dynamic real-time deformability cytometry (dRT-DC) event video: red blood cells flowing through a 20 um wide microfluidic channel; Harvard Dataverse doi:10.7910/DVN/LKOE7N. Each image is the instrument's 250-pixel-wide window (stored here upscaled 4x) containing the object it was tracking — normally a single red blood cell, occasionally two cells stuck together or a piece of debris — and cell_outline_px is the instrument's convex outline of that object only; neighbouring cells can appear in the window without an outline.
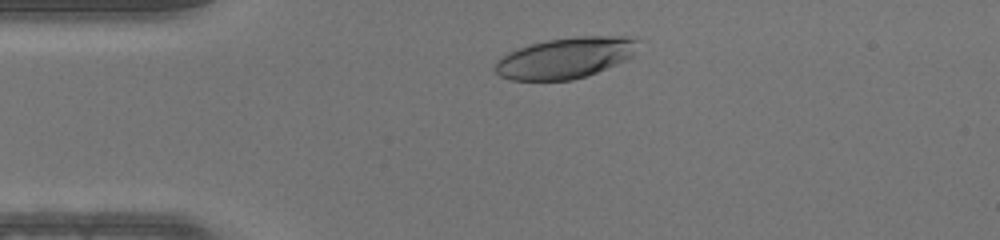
{"species": "human", "species_latin": "Homo sapiens", "temperature_condition": "warm", "stored_images_in_passage": 33, "camera_frame_rate_fps": 3000, "um_per_image_px": 0.085, "donor": {"sex": "male"}, "frame": {"image": 1, "passage_image": 4, "time_ms": 1.0, "image_size_px": [1000, 240], "cell_outline_px": [[640, 40], [632, 56], [628, 60], [596, 72], [572, 80], [512, 80], [500, 76], [492, 68], [496, 60], [508, 52], [532, 44], [548, 40], [580, 36], [628, 36]], "centroid_in_image_um": [48.06, 4.92], "position_along_channel_um": 36.9, "area_um2": 34.04}}
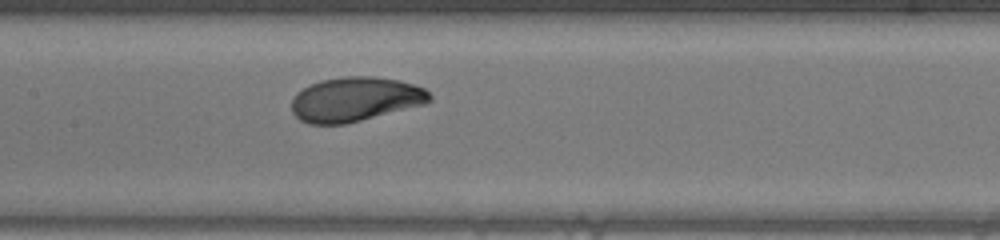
{"frame": {"image": 2, "passage_image": 16, "time_ms": 5.0, "image_size_px": [1000, 240], "cell_outline_px": [[432, 100], [428, 104], [344, 124], [308, 124], [300, 120], [292, 112], [292, 96], [296, 92], [320, 80], [344, 76], [376, 76], [400, 80], [424, 88], [432, 96]], "centroid_in_image_um": [30.22, 8.43], "position_along_channel_um": 177.2, "area_um2": 36.01}}
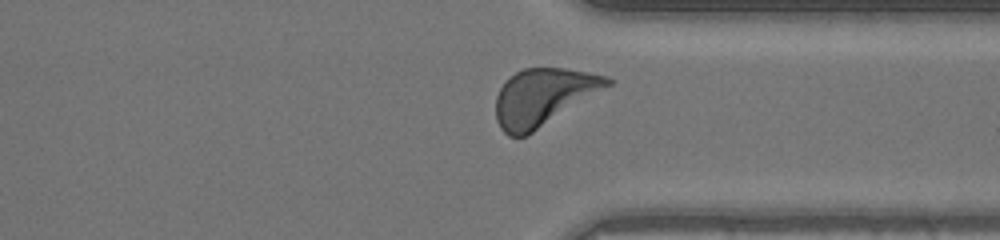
{"frame": {"image": 3, "passage_image": 29, "time_ms": 9.333, "image_size_px": [1000, 240], "cell_outline_px": [[616, 80], [612, 84], [528, 136], [508, 136], [500, 128], [496, 120], [496, 96], [500, 88], [516, 72], [524, 68], [564, 68], [608, 76]], "centroid_in_image_um": [46.19, 8.26], "position_along_channel_um": 365.2, "area_um2": 36.99}}